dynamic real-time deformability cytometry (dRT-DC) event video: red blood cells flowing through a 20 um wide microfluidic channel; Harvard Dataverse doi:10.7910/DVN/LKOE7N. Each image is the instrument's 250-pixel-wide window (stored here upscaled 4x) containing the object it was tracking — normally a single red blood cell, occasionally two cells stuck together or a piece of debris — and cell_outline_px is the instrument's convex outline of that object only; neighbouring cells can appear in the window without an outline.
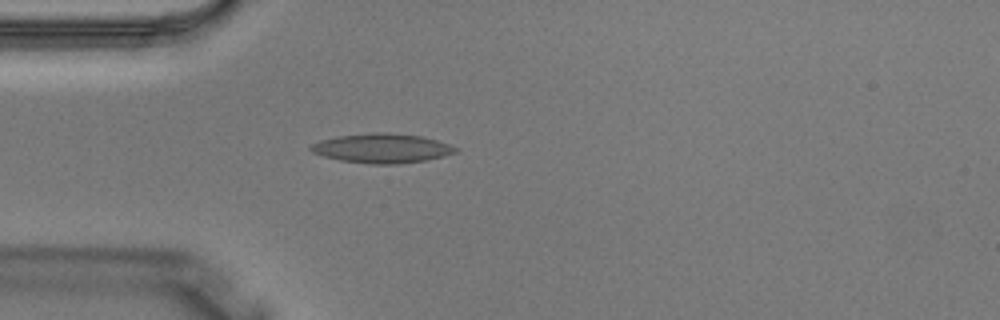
{"species": "Egyptian fruit bat (a non-hibernating species)", "species_latin": "Rousettus aegyptiacus", "temperature_condition": "warm", "stored_images_in_passage": 3, "camera_frame_rate_fps": 3000, "um_per_image_px": 0.085, "animal": {"sex": "male"}, "frame": {"image": 1, "passage_image": 3, "time_ms": 0.667, "image_size_px": [1000, 320], "cell_outline_px": [[460, 148], [456, 152], [444, 156], [428, 160], [396, 164], [372, 164], [340, 160], [324, 156], [312, 152], [308, 148], [312, 144], [320, 140], [336, 136], [372, 132], [388, 132], [420, 136], [436, 140]], "centroid_in_image_um": [32.46, 12.6], "position_along_channel_um": 52.5, "area_um2": 24.85}}